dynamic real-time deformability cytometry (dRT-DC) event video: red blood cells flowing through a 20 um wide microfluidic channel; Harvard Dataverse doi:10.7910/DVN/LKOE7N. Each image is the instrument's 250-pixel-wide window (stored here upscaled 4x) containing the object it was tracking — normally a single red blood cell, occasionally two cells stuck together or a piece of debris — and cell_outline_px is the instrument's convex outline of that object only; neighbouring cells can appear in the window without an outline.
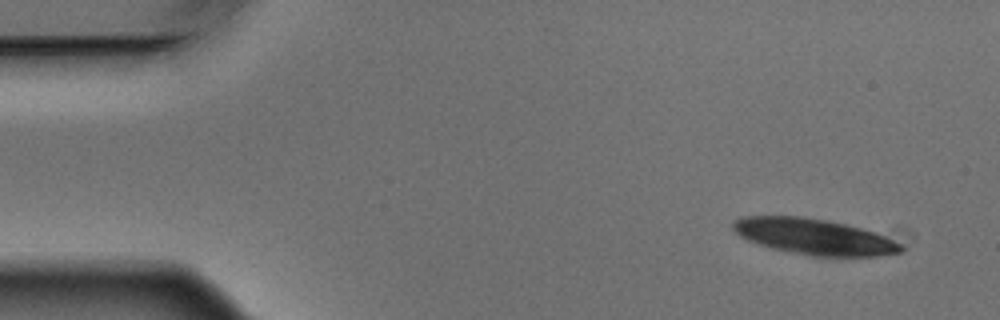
{"species": "Egyptian fruit bat (a non-hibernating species)", "species_latin": "Rousettus aegyptiacus", "temperature_condition": "warm", "stored_images_in_passage": 4, "camera_frame_rate_fps": 3000, "um_per_image_px": 0.085, "animal": {"sex": "male"}, "frame": {"image": 1, "passage_image": 1, "time_ms": 0.0, "image_size_px": [1000, 320], "cell_outline_px": [[904, 248], [900, 252], [880, 256], [812, 256], [772, 248], [748, 240], [740, 236], [732, 228], [732, 220], [744, 216], [800, 216], [828, 220], [876, 232], [900, 244]], "centroid_in_image_um": [69.17, 20.11], "position_along_channel_um": 15.8, "area_um2": 34.85}}